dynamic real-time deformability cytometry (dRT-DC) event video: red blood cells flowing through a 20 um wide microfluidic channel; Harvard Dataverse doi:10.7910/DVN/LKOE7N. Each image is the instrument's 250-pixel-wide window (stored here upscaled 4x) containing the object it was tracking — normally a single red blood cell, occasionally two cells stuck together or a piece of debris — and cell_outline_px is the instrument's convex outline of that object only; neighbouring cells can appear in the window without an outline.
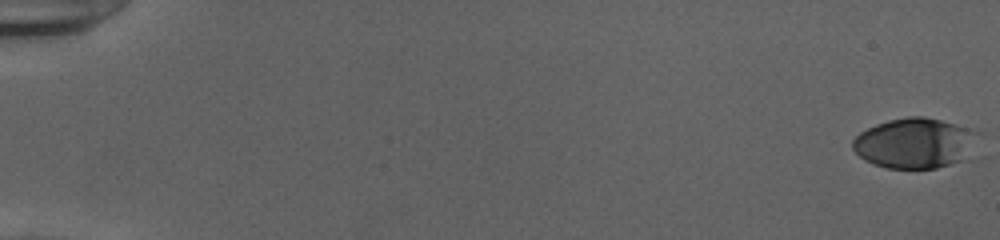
{"species": "human", "species_latin": "Homo sapiens", "temperature_condition": "cold", "stored_images_in_passage": 54, "camera_frame_rate_fps": 3000, "um_per_image_px": 0.085, "donor": {"sex": "female"}, "frame": {"image": 1, "passage_image": 1, "time_ms": 0.0, "image_size_px": [1000, 240], "cell_outline_px": [[964, 128], [960, 160], [936, 168], [888, 168], [864, 160], [852, 148], [852, 140], [860, 132], [876, 124], [888, 120], [908, 116], [924, 116], [940, 120]], "centroid_in_image_um": [77.39, 12.16], "position_along_channel_um": 7.6, "area_um2": 33.81}}
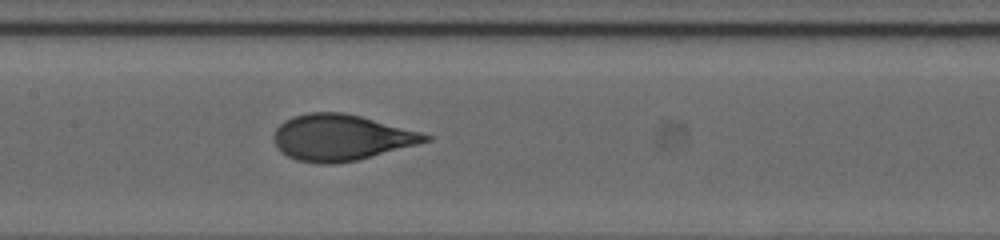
{"frame": {"image": 2, "passage_image": 29, "time_ms": 9.333, "image_size_px": [1000, 240], "cell_outline_px": [[432, 140], [356, 160], [332, 164], [320, 164], [296, 160], [280, 152], [276, 148], [272, 140], [272, 136], [276, 128], [284, 120], [292, 116], [308, 112], [344, 112], [360, 116], [420, 132], [432, 136]], "centroid_in_image_um": [28.91, 11.69], "position_along_channel_um": 178.5, "area_um2": 40.63}}
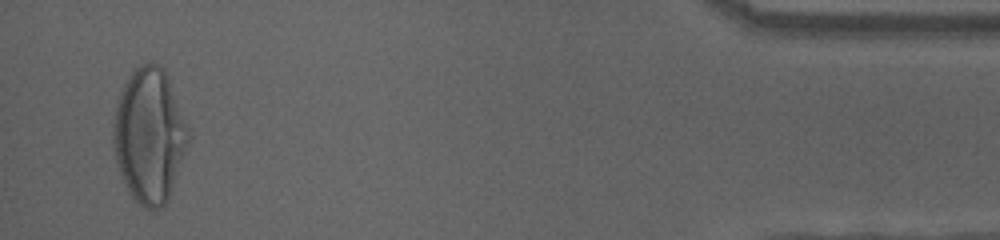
{"frame": {"image": 3, "passage_image": 53, "time_ms": 17.333, "image_size_px": [1000, 240], "cell_outline_px": [[188, 140], [168, 196], [164, 204], [160, 208], [144, 208], [132, 196], [120, 172], [116, 160], [112, 144], [112, 124], [116, 104], [124, 84], [132, 72], [140, 64], [152, 60], [164, 68], [188, 128]], "centroid_in_image_um": [12.64, 11.45], "position_along_channel_um": 422.6, "area_um2": 57.63}, "authors_computed_cell_mechanics": {"area_um2": 39.9109, "velocity_mm_per_s": 3.9073, "shape_relaxation_time_tau1_ms": 4.3556, "shape_relaxation_time_tau2_ms": null, "deformation_change_tau1": 0.2113, "deformation_change_tau2": null}}